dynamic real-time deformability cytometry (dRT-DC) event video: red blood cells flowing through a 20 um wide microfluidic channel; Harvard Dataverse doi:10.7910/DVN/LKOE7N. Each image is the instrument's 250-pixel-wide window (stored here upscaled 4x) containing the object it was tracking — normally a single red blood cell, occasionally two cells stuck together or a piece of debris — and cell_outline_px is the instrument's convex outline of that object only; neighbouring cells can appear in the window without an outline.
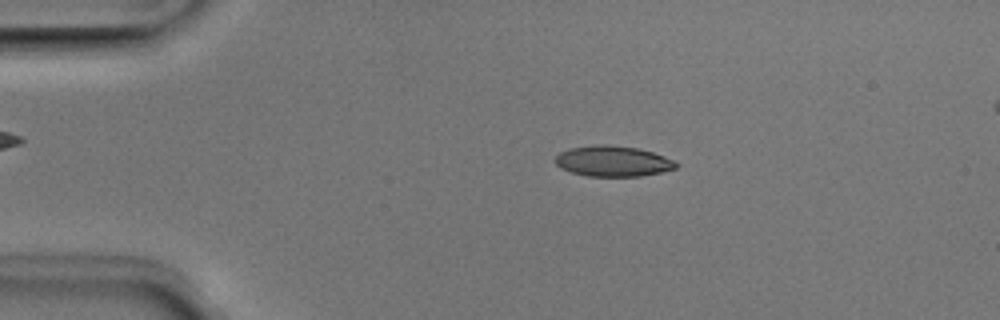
{"species": "Egyptian fruit bat (a non-hibernating species)", "species_latin": "Rousettus aegyptiacus", "temperature_condition": "room temperature", "stored_images_in_passage": 13, "camera_frame_rate_fps": 3000, "um_per_image_px": 0.085, "animal": {"sex": "male"}, "frame": {"image": 1, "passage_image": 9, "time_ms": 2.667, "image_size_px": [1000, 320], "cell_outline_px": [[680, 164], [676, 168], [660, 172], [640, 176], [588, 176], [572, 172], [560, 168], [556, 164], [556, 156], [560, 152], [568, 148], [600, 144], [608, 144], [640, 148], [664, 156]], "centroid_in_image_um": [52.09, 13.69], "position_along_channel_um": 32.9, "area_um2": 21.56}}